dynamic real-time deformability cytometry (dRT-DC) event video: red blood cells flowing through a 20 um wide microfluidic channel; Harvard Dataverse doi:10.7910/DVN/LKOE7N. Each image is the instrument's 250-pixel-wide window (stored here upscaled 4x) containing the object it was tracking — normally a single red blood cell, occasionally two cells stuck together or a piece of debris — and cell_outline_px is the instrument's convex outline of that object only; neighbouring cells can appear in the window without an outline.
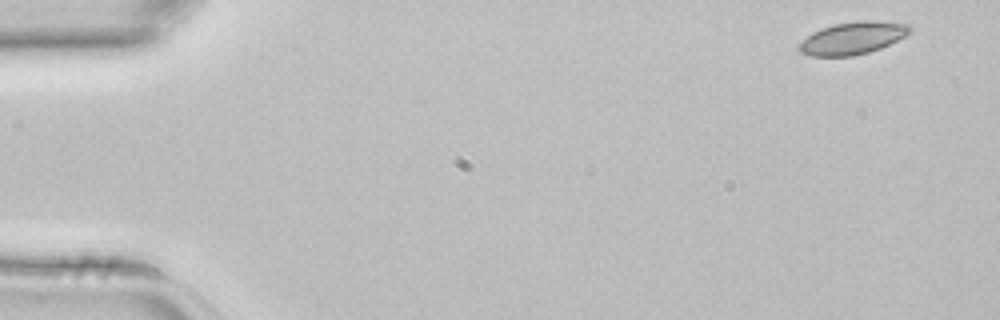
{"species": "common noctule bat (a hibernating species)", "species_latin": "Nyctalus noctula", "temperature_condition": "room temperature", "stored_images_in_passage": 4, "camera_frame_rate_fps": 3000, "um_per_image_px": 0.085, "animal": {"sex": "female", "body_mass_g": 22.7, "forearm_length_mm": 54.2}, "frame": {"image": 1, "passage_image": 1, "time_ms": 0.0, "image_size_px": [1000, 320], "cell_outline_px": [[912, 32], [880, 48], [868, 52], [852, 56], [812, 56], [800, 52], [796, 48], [812, 32], [820, 28], [836, 24], [860, 20], [876, 20], [908, 24], [912, 28]], "centroid_in_image_um": [72.48, 3.23], "position_along_channel_um": 12.5, "area_um2": 20.81}}